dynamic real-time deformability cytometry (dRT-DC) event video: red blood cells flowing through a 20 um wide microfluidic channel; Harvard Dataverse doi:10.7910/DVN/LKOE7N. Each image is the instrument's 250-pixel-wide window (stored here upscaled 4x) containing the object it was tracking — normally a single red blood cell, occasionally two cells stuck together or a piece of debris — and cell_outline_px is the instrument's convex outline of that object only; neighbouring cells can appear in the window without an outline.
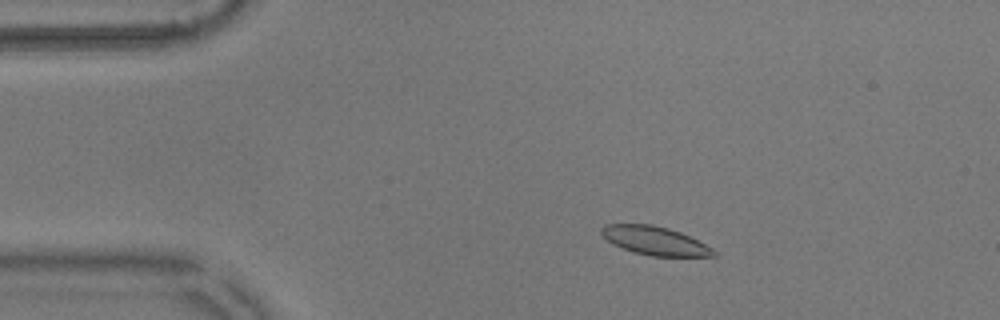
{"species": "common noctule bat (a hibernating species)", "species_latin": "Nyctalus noctula", "temperature_condition": "warm", "stored_images_in_passage": 41, "camera_frame_rate_fps": 3000, "um_per_image_px": 0.085, "animal": {"sex": "male", "body_mass_g": 17.9}, "frame": {"image": 1, "passage_image": 8, "time_ms": 2.333, "image_size_px": [1000, 320], "cell_outline_px": [[716, 256], [652, 256], [632, 252], [612, 244], [600, 232], [600, 228], [604, 224], [652, 224], [668, 228], [680, 232], [712, 248], [716, 252]], "centroid_in_image_um": [55.62, 20.46], "position_along_channel_um": 29.4, "area_um2": 18.55}}
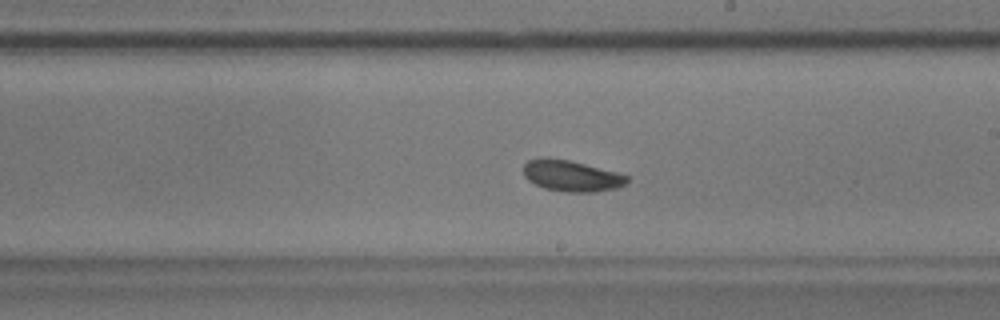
{"frame": {"image": 2, "passage_image": 30, "time_ms": 9.667, "image_size_px": [1000, 320], "cell_outline_px": [[628, 180], [620, 188], [596, 192], [568, 192], [544, 188], [528, 180], [524, 176], [524, 164], [528, 160], [540, 156], [544, 156], [568, 160], [616, 172], [628, 176]], "centroid_in_image_um": [48.55, 14.94], "position_along_channel_um": 240.4, "area_um2": 18.84}}
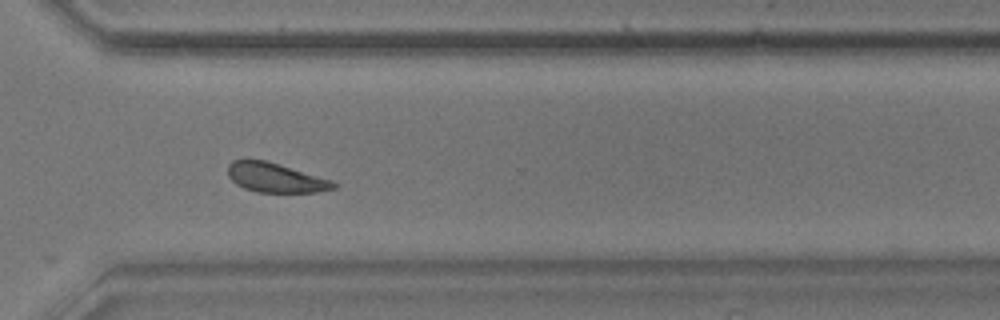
{"frame": {"image": 3, "passage_image": 39, "time_ms": 12.667, "image_size_px": [1000, 320], "cell_outline_px": [[340, 184], [336, 188], [316, 192], [256, 192], [244, 188], [236, 184], [228, 176], [228, 164], [232, 160], [264, 160], [332, 180]], "centroid_in_image_um": [23.42, 15.11], "position_along_channel_um": 347.2, "area_um2": 17.98}, "authors_computed_cell_mechanics": {"area_um2": 18.7272, "velocity_mm_per_s": 3.5551, "shape_relaxation_time_tau1_ms": 3.9539, "shape_relaxation_time_tau2_ms": null, "deformation_change_tau1": 0.1339, "deformation_change_tau2": null}}